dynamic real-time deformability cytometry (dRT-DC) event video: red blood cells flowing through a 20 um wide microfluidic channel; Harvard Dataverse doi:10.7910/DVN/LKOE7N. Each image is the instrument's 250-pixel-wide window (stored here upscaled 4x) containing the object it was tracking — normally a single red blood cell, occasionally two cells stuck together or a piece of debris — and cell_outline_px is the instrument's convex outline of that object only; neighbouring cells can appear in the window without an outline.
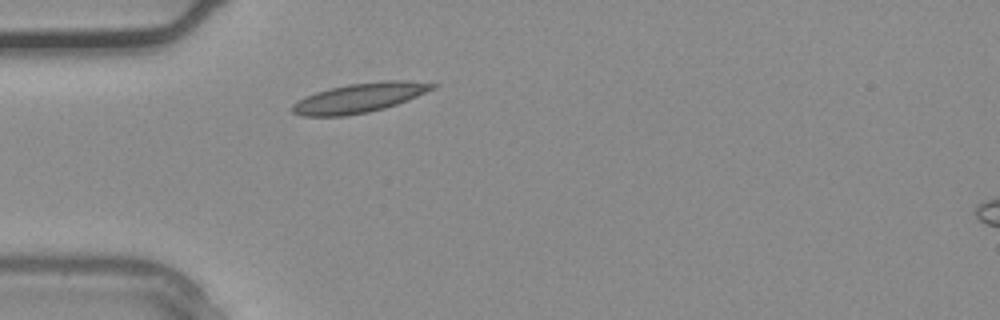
{"species": "common noctule bat (a hibernating species)", "species_latin": "Nyctalus noctula", "temperature_condition": "warm", "stored_images_in_passage": 27, "camera_frame_rate_fps": 3000, "um_per_image_px": 0.085, "animal": {"sex": "male", "body_mass_g": 20.4}, "frame": {"image": 1, "passage_image": 1, "time_ms": 0.0, "image_size_px": [1000, 320], "cell_outline_px": [[440, 84], [436, 88], [408, 100], [384, 108], [368, 112], [344, 116], [304, 116], [292, 112], [292, 104], [304, 96], [316, 92], [348, 84], [384, 80], [400, 80]], "centroid_in_image_um": [30.57, 8.31], "position_along_channel_um": 54.4, "area_um2": 23.99}}